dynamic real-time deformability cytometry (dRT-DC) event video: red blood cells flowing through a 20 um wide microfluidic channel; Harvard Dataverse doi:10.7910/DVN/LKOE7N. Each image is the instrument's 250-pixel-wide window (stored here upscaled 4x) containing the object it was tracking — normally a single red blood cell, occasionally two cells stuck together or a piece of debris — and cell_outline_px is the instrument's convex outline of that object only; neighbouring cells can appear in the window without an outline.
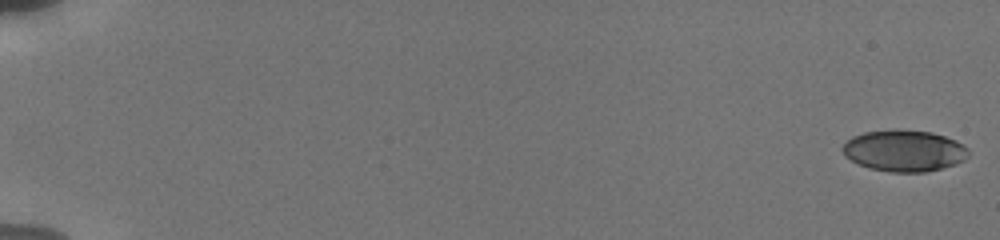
{"species": "human", "species_latin": "Homo sapiens", "temperature_condition": "cold", "stored_images_in_passage": 56, "camera_frame_rate_fps": 3000, "um_per_image_px": 0.085, "donor": {"sex": "male"}, "frame": {"image": 1, "passage_image": 1, "time_ms": 0.0, "image_size_px": [1000, 240], "cell_outline_px": [[968, 156], [964, 160], [956, 164], [924, 172], [888, 172], [868, 168], [844, 156], [840, 148], [852, 136], [864, 132], [932, 132], [956, 140], [968, 148]], "centroid_in_image_um": [76.85, 12.85], "position_along_channel_um": 8.1, "area_um2": 29.71}}
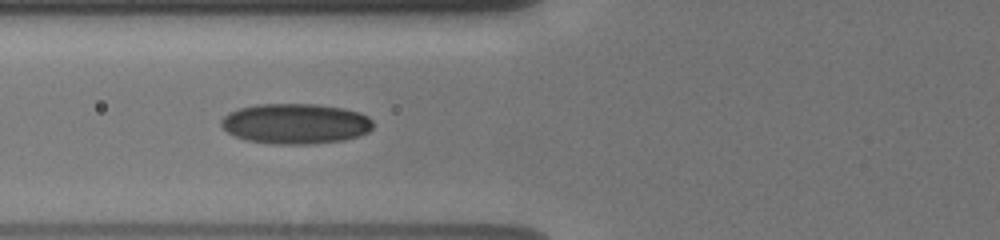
{"frame": {"image": 2, "passage_image": 21, "time_ms": 7.667, "image_size_px": [1000, 240], "cell_outline_px": [[372, 128], [368, 132], [344, 140], [312, 144], [272, 144], [248, 140], [236, 136], [228, 132], [220, 124], [220, 120], [228, 112], [240, 108], [256, 104], [316, 104], [344, 108], [360, 112], [368, 116], [372, 120]], "centroid_in_image_um": [25.12, 10.51], "position_along_channel_um": 100.7, "area_um2": 35.78}}
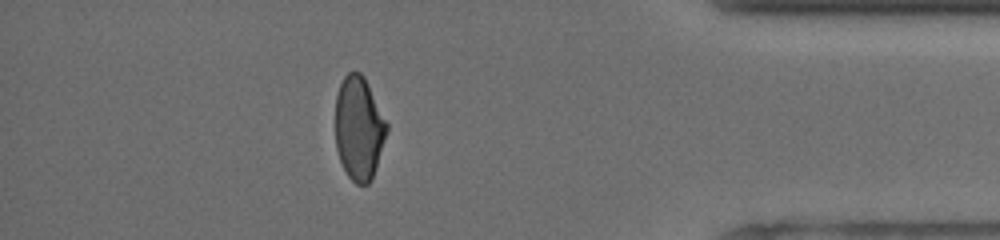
{"frame": {"image": 3, "passage_image": 49, "time_ms": 16.333, "image_size_px": [1000, 240], "cell_outline_px": [[388, 128], [372, 180], [368, 184], [356, 184], [348, 176], [340, 160], [336, 148], [336, 96], [340, 84], [344, 76], [348, 72], [360, 72], [364, 76], [388, 124]], "centroid_in_image_um": [30.5, 10.9], "position_along_channel_um": 404.7, "area_um2": 30.81}, "authors_computed_cell_mechanics": {"area_um2": 32.1946, "velocity_mm_per_s": 3.8444, "shape_relaxation_time_tau1_ms": null, "shape_relaxation_time_tau2_ms": 2.198, "deformation_change_tau1": null, "deformation_change_tau2": 0.0654}}